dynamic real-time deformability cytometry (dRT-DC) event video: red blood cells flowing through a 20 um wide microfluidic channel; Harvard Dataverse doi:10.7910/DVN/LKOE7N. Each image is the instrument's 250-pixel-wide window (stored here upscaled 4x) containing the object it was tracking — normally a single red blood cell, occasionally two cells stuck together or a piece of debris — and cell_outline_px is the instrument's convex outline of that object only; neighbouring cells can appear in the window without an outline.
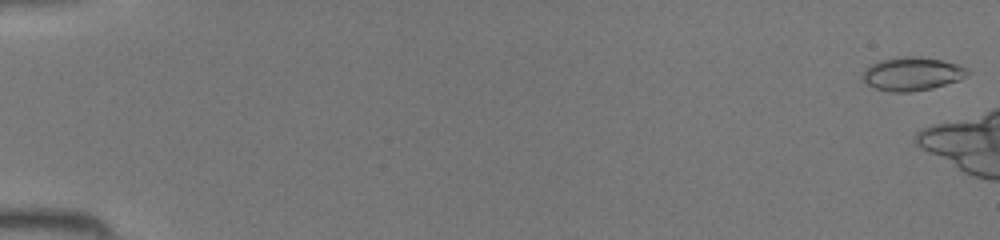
{"species": "common noctule bat (a hibernating species)", "species_latin": "Nyctalus noctula", "temperature_condition": "room temperature", "stored_images_in_passage": 6, "camera_frame_rate_fps": 3000, "um_per_image_px": 0.085, "animal": {"sex": "female", "body_mass_g": 19.5, "forearm_length_mm": 54.1}, "frame": {"image": 1, "passage_image": 1, "time_ms": 0.0, "image_size_px": [1000, 240], "cell_outline_px": [[972, 72], [960, 80], [932, 88], [912, 92], [892, 92], [876, 88], [868, 84], [860, 76], [864, 68], [880, 60], [904, 56], [916, 56], [940, 60], [960, 64], [968, 68]], "centroid_in_image_um": [77.55, 6.27], "position_along_channel_um": 7.4, "area_um2": 20.63}}